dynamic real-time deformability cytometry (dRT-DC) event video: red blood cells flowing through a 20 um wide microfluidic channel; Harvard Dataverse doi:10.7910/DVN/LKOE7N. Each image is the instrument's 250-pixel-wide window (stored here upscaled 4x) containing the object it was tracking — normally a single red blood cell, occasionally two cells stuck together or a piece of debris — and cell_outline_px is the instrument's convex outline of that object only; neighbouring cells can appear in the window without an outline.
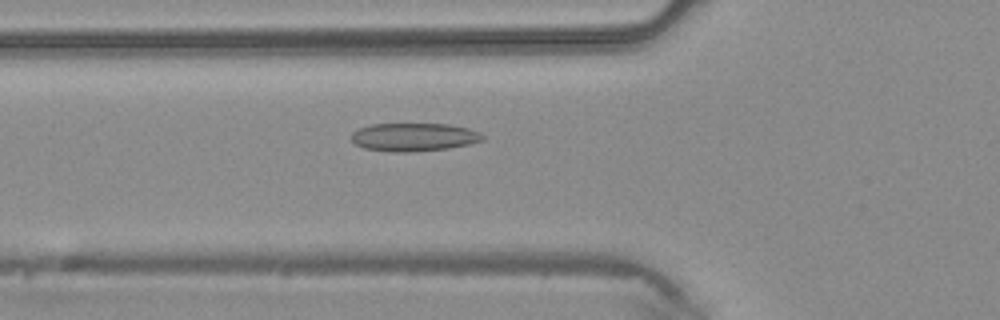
{"species": "common noctule bat (a hibernating species)", "species_latin": "Nyctalus noctula", "temperature_condition": "warm", "stored_images_in_passage": 28, "camera_frame_rate_fps": 3000, "um_per_image_px": 0.085, "animal": {"sex": "male", "body_mass_g": 20.4}, "frame": {"image": 1, "passage_image": 5, "time_ms": 1.333, "image_size_px": [1000, 320], "cell_outline_px": [[484, 140], [468, 144], [448, 148], [408, 152], [392, 152], [364, 148], [356, 144], [352, 140], [352, 132], [360, 128], [372, 124], [448, 124], [468, 128], [480, 132], [484, 136]], "centroid_in_image_um": [35.19, 11.65], "position_along_channel_um": 90.6, "area_um2": 21.44}}
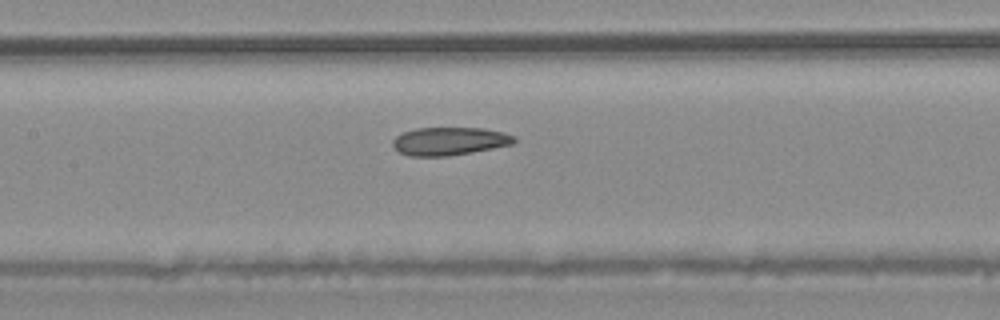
{"frame": {"image": 2, "passage_image": 10, "time_ms": 3.0, "image_size_px": [1000, 320], "cell_outline_px": [[516, 140], [512, 144], [472, 152], [448, 156], [408, 156], [400, 152], [392, 144], [392, 140], [396, 136], [404, 132], [416, 128], [484, 128], [504, 132], [516, 136]], "centroid_in_image_um": [38.21, 11.99], "position_along_channel_um": 169.2, "area_um2": 19.83}}
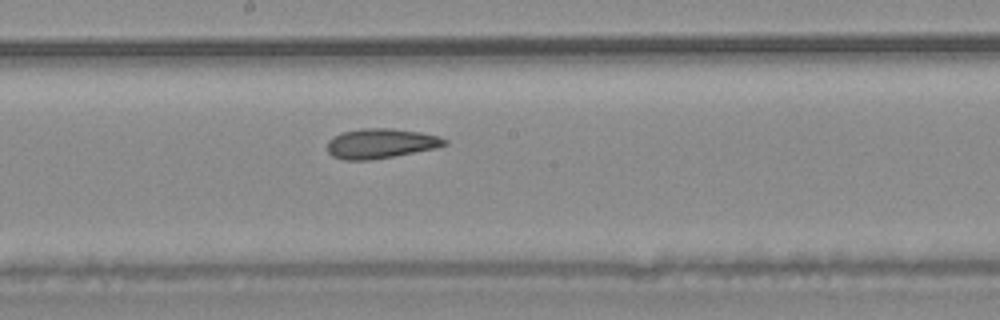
{"frame": {"image": 3, "passage_image": 13, "time_ms": 4.0, "image_size_px": [1000, 320], "cell_outline_px": [[448, 144], [436, 148], [392, 156], [368, 160], [344, 160], [332, 156], [328, 152], [328, 140], [332, 136], [344, 132], [360, 128], [392, 128], [420, 132], [436, 136], [448, 140]], "centroid_in_image_um": [32.34, 12.19], "position_along_channel_um": 215.9, "area_um2": 20.29}}